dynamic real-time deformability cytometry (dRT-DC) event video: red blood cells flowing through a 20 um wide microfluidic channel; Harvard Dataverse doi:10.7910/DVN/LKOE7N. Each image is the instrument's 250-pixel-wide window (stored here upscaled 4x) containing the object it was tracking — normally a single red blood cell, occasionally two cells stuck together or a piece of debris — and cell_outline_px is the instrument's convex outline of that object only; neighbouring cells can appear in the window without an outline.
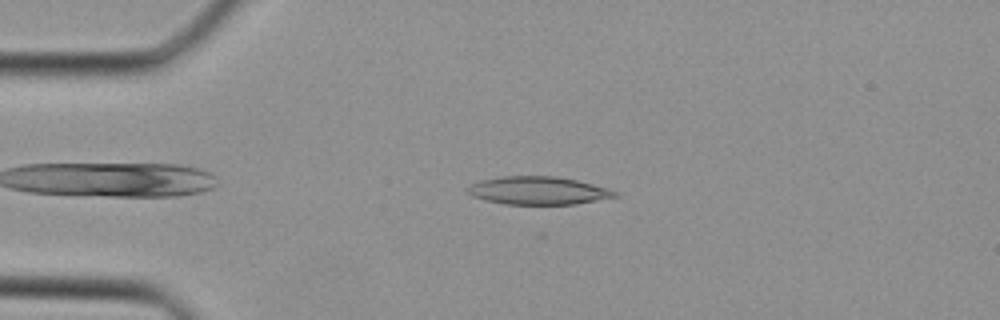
{"species": "Egyptian fruit bat (a non-hibernating species)", "species_latin": "Rousettus aegyptiacus", "temperature_condition": "cold", "stored_images_in_passage": 35, "camera_frame_rate_fps": 3000, "um_per_image_px": 0.085, "animal": {"sex": "female"}, "frame": {"image": 1, "passage_image": 5, "time_ms": 1.333, "image_size_px": [1000, 320], "cell_outline_px": [[620, 196], [576, 204], [504, 204], [472, 196], [464, 188], [480, 180], [504, 176], [552, 176], [576, 180], [608, 188], [616, 192]], "centroid_in_image_um": [45.74, 16.2], "position_along_channel_um": 39.3, "area_um2": 23.87}}
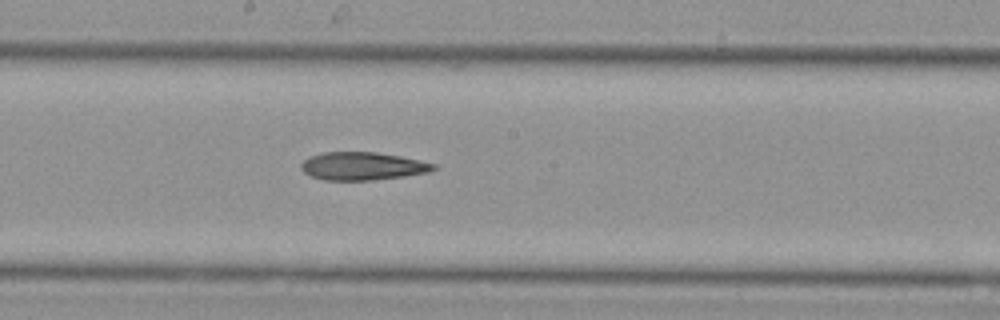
{"frame": {"image": 2, "passage_image": 17, "time_ms": 5.333, "image_size_px": [1000, 320], "cell_outline_px": [[436, 168], [428, 172], [404, 176], [372, 180], [324, 180], [312, 176], [304, 172], [300, 168], [300, 164], [308, 156], [324, 152], [376, 152], [400, 156], [436, 164]], "centroid_in_image_um": [30.78, 14.11], "position_along_channel_um": 217.4, "area_um2": 21.5}}
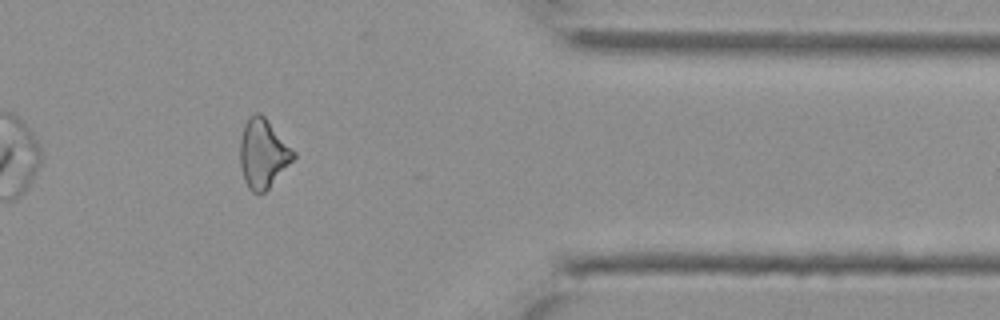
{"frame": {"image": 3, "passage_image": 28, "time_ms": 9.0, "image_size_px": [1000, 320], "cell_outline_px": [[296, 156], [268, 188], [264, 192], [252, 192], [248, 188], [244, 180], [240, 164], [240, 140], [244, 124], [256, 112], [260, 112], [264, 116], [296, 152]], "centroid_in_image_um": [22.35, 13.04], "position_along_channel_um": 389.1, "area_um2": 21.15}}